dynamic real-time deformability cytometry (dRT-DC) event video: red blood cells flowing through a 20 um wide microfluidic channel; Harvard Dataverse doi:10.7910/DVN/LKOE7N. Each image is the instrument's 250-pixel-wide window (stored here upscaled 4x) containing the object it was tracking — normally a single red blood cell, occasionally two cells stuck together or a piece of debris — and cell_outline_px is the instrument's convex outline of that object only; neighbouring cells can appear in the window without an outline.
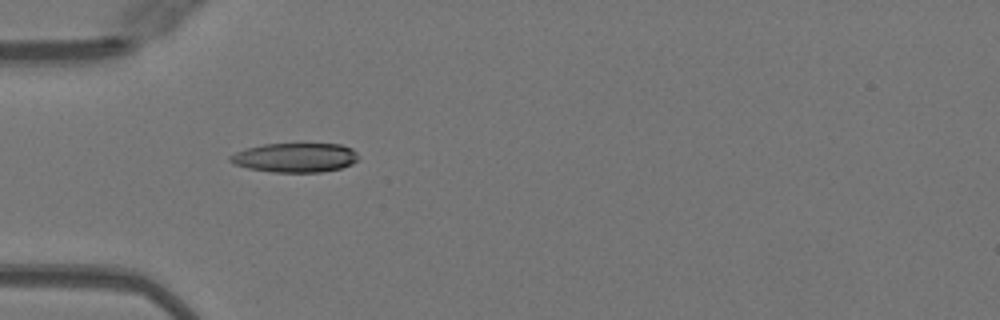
{"species": "Egyptian fruit bat (a non-hibernating species)", "species_latin": "Rousettus aegyptiacus", "temperature_condition": "warm", "stored_images_in_passage": 50, "camera_frame_rate_fps": 3000, "um_per_image_px": 0.085, "animal": {"sex": "female"}, "frame": {"image": 1, "passage_image": 16, "time_ms": 5.0, "image_size_px": [1000, 320], "cell_outline_px": [[356, 160], [352, 164], [340, 168], [320, 172], [272, 172], [248, 168], [236, 164], [228, 160], [228, 156], [236, 152], [248, 148], [264, 144], [340, 144], [352, 148], [356, 152]], "centroid_in_image_um": [25.07, 13.39], "position_along_channel_um": 59.9, "area_um2": 21.68}}
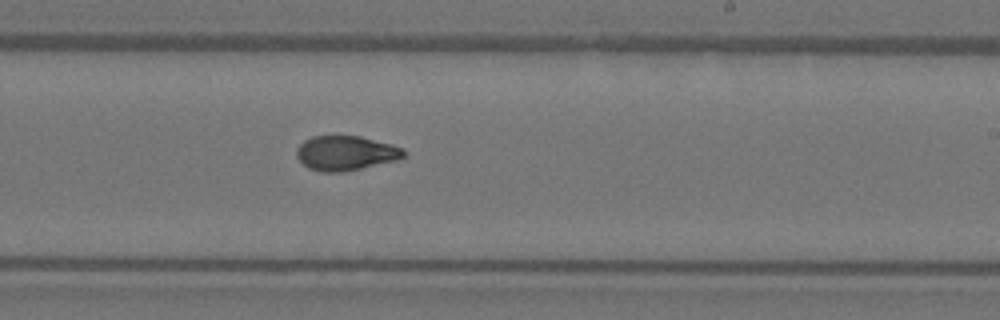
{"frame": {"image": 2, "passage_image": 31, "time_ms": 10.0, "image_size_px": [1000, 320], "cell_outline_px": [[404, 156], [396, 160], [360, 168], [340, 172], [320, 172], [308, 168], [296, 156], [296, 148], [304, 140], [312, 136], [360, 136], [392, 144], [404, 148]], "centroid_in_image_um": [29.36, 13.0], "position_along_channel_um": 259.6, "area_um2": 21.5}}
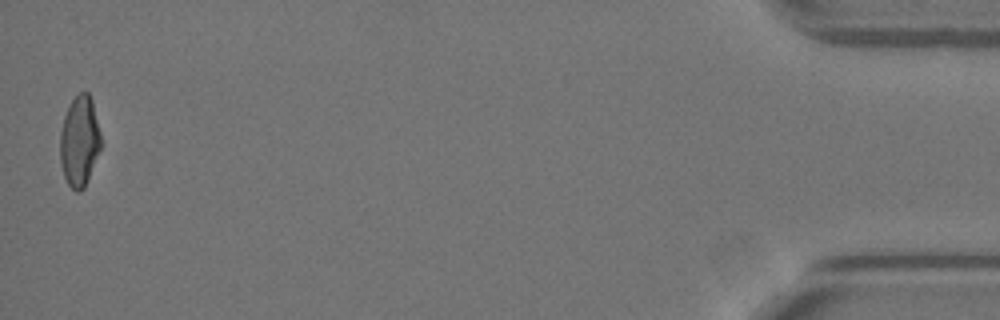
{"frame": {"image": 3, "passage_image": 50, "time_ms": 16.333, "image_size_px": [1000, 320], "cell_outline_px": [[104, 144], [84, 188], [80, 192], [76, 192], [68, 184], [64, 176], [60, 160], [60, 132], [64, 116], [72, 100], [80, 92], [88, 92], [92, 100], [104, 140]], "centroid_in_image_um": [6.81, 12.01], "position_along_channel_um": 428.4, "area_um2": 22.08}, "authors_computed_cell_mechanics": {"area_um2": 21.7617, "velocity_mm_per_s": 4.0679, "shape_relaxation_time_tau1_ms": 6.2597, "shape_relaxation_time_tau2_ms": 1.8119, "deformation_change_tau1": 0.2133, "deformation_change_tau2": 0.0728}}